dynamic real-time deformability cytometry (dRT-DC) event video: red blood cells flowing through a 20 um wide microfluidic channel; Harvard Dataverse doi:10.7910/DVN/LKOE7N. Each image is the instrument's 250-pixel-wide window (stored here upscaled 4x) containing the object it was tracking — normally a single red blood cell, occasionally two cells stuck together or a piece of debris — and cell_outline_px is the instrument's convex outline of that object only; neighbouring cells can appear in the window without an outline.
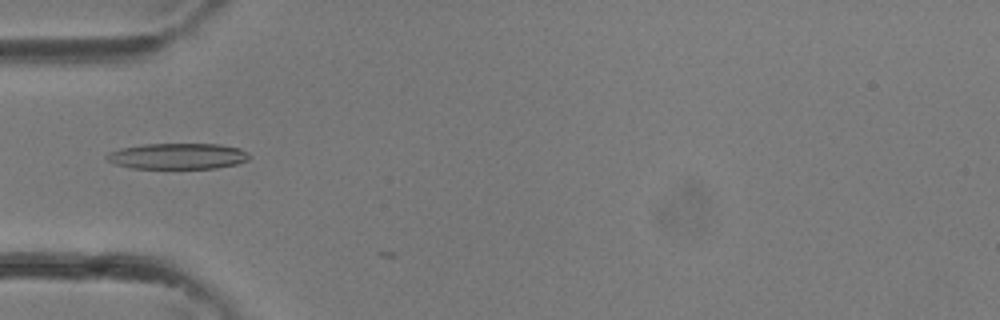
{"species": "common noctule bat (a hibernating species)", "species_latin": "Nyctalus noctula", "temperature_condition": "room temperature", "stored_images_in_passage": 3, "camera_frame_rate_fps": 3000, "um_per_image_px": 0.085, "animal": {"sex": "female"}, "frame": {"image": 1, "passage_image": 2, "time_ms": 0.333, "image_size_px": [1000, 320], "cell_outline_px": [[252, 156], [248, 160], [236, 164], [216, 168], [132, 168], [112, 164], [104, 156], [108, 152], [120, 148], [144, 144], [220, 144], [240, 148], [248, 152]], "centroid_in_image_um": [15.1, 13.27], "position_along_channel_um": 69.9, "area_um2": 21.73}}